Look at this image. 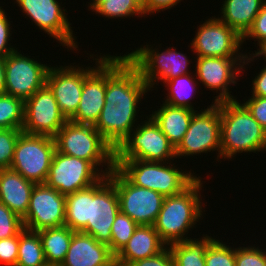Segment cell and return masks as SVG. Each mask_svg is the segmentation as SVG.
<instances>
[{
	"label": "cell",
	"mask_w": 266,
	"mask_h": 266,
	"mask_svg": "<svg viewBox=\"0 0 266 266\" xmlns=\"http://www.w3.org/2000/svg\"><path fill=\"white\" fill-rule=\"evenodd\" d=\"M266 0H225L220 10V20L241 37L251 28L255 17Z\"/></svg>",
	"instance_id": "cell-25"
},
{
	"label": "cell",
	"mask_w": 266,
	"mask_h": 266,
	"mask_svg": "<svg viewBox=\"0 0 266 266\" xmlns=\"http://www.w3.org/2000/svg\"><path fill=\"white\" fill-rule=\"evenodd\" d=\"M252 38L259 49L255 51V53H259L266 46V1L263 3L260 12L254 19V22L251 28L247 31V33L242 37V42L245 40H249L248 38ZM247 38V39H246Z\"/></svg>",
	"instance_id": "cell-38"
},
{
	"label": "cell",
	"mask_w": 266,
	"mask_h": 266,
	"mask_svg": "<svg viewBox=\"0 0 266 266\" xmlns=\"http://www.w3.org/2000/svg\"><path fill=\"white\" fill-rule=\"evenodd\" d=\"M23 229V220L0 202V239L17 236Z\"/></svg>",
	"instance_id": "cell-36"
},
{
	"label": "cell",
	"mask_w": 266,
	"mask_h": 266,
	"mask_svg": "<svg viewBox=\"0 0 266 266\" xmlns=\"http://www.w3.org/2000/svg\"><path fill=\"white\" fill-rule=\"evenodd\" d=\"M44 266H57V265H52V264H46Z\"/></svg>",
	"instance_id": "cell-48"
},
{
	"label": "cell",
	"mask_w": 266,
	"mask_h": 266,
	"mask_svg": "<svg viewBox=\"0 0 266 266\" xmlns=\"http://www.w3.org/2000/svg\"><path fill=\"white\" fill-rule=\"evenodd\" d=\"M50 65L22 55L17 48L5 57L4 93L22 99H29L37 90L46 85Z\"/></svg>",
	"instance_id": "cell-15"
},
{
	"label": "cell",
	"mask_w": 266,
	"mask_h": 266,
	"mask_svg": "<svg viewBox=\"0 0 266 266\" xmlns=\"http://www.w3.org/2000/svg\"><path fill=\"white\" fill-rule=\"evenodd\" d=\"M266 61V60H265ZM266 63V62H265ZM252 96H259L266 98V66L261 69L259 74L252 80Z\"/></svg>",
	"instance_id": "cell-44"
},
{
	"label": "cell",
	"mask_w": 266,
	"mask_h": 266,
	"mask_svg": "<svg viewBox=\"0 0 266 266\" xmlns=\"http://www.w3.org/2000/svg\"><path fill=\"white\" fill-rule=\"evenodd\" d=\"M160 106L150 116L159 125L169 142L176 148L187 132L192 116L196 111L184 107H174L164 102Z\"/></svg>",
	"instance_id": "cell-24"
},
{
	"label": "cell",
	"mask_w": 266,
	"mask_h": 266,
	"mask_svg": "<svg viewBox=\"0 0 266 266\" xmlns=\"http://www.w3.org/2000/svg\"><path fill=\"white\" fill-rule=\"evenodd\" d=\"M47 264L60 266L75 233L67 226L47 228L38 231Z\"/></svg>",
	"instance_id": "cell-26"
},
{
	"label": "cell",
	"mask_w": 266,
	"mask_h": 266,
	"mask_svg": "<svg viewBox=\"0 0 266 266\" xmlns=\"http://www.w3.org/2000/svg\"><path fill=\"white\" fill-rule=\"evenodd\" d=\"M129 266H175V263L169 247L167 246L159 254L150 258L136 260Z\"/></svg>",
	"instance_id": "cell-42"
},
{
	"label": "cell",
	"mask_w": 266,
	"mask_h": 266,
	"mask_svg": "<svg viewBox=\"0 0 266 266\" xmlns=\"http://www.w3.org/2000/svg\"><path fill=\"white\" fill-rule=\"evenodd\" d=\"M153 48L151 45H141L140 48L124 54L138 69L150 90L157 81L165 82L181 75L192 74L188 72V66L192 61L188 60L184 53L176 52V48L171 47H167L165 51L163 49V52H159L156 47Z\"/></svg>",
	"instance_id": "cell-7"
},
{
	"label": "cell",
	"mask_w": 266,
	"mask_h": 266,
	"mask_svg": "<svg viewBox=\"0 0 266 266\" xmlns=\"http://www.w3.org/2000/svg\"><path fill=\"white\" fill-rule=\"evenodd\" d=\"M119 211V198L115 185L109 180L108 175L103 176L98 182L89 186V219L82 233L109 245L112 224Z\"/></svg>",
	"instance_id": "cell-11"
},
{
	"label": "cell",
	"mask_w": 266,
	"mask_h": 266,
	"mask_svg": "<svg viewBox=\"0 0 266 266\" xmlns=\"http://www.w3.org/2000/svg\"><path fill=\"white\" fill-rule=\"evenodd\" d=\"M109 56L95 58L94 67L59 66L51 67L46 77V86L55 97L61 113L69 120L76 112L83 89L84 80ZM77 67V68H76Z\"/></svg>",
	"instance_id": "cell-12"
},
{
	"label": "cell",
	"mask_w": 266,
	"mask_h": 266,
	"mask_svg": "<svg viewBox=\"0 0 266 266\" xmlns=\"http://www.w3.org/2000/svg\"><path fill=\"white\" fill-rule=\"evenodd\" d=\"M262 56H263V59L266 60V46L259 53L250 54V52H249V55L246 54L242 68L246 69L245 65L249 66V63L254 62L253 60L256 57H258L257 59H259V57H262Z\"/></svg>",
	"instance_id": "cell-45"
},
{
	"label": "cell",
	"mask_w": 266,
	"mask_h": 266,
	"mask_svg": "<svg viewBox=\"0 0 266 266\" xmlns=\"http://www.w3.org/2000/svg\"><path fill=\"white\" fill-rule=\"evenodd\" d=\"M108 176L115 185L120 211L138 225H153L165 197L157 191L132 184L116 167Z\"/></svg>",
	"instance_id": "cell-9"
},
{
	"label": "cell",
	"mask_w": 266,
	"mask_h": 266,
	"mask_svg": "<svg viewBox=\"0 0 266 266\" xmlns=\"http://www.w3.org/2000/svg\"><path fill=\"white\" fill-rule=\"evenodd\" d=\"M140 124L115 150V160L174 161L177 158L175 148L153 118L149 115Z\"/></svg>",
	"instance_id": "cell-6"
},
{
	"label": "cell",
	"mask_w": 266,
	"mask_h": 266,
	"mask_svg": "<svg viewBox=\"0 0 266 266\" xmlns=\"http://www.w3.org/2000/svg\"><path fill=\"white\" fill-rule=\"evenodd\" d=\"M254 119L266 130V98L251 96L243 103Z\"/></svg>",
	"instance_id": "cell-41"
},
{
	"label": "cell",
	"mask_w": 266,
	"mask_h": 266,
	"mask_svg": "<svg viewBox=\"0 0 266 266\" xmlns=\"http://www.w3.org/2000/svg\"><path fill=\"white\" fill-rule=\"evenodd\" d=\"M89 9L107 18H130L145 16L141 4L137 0H91ZM143 15V16H142Z\"/></svg>",
	"instance_id": "cell-31"
},
{
	"label": "cell",
	"mask_w": 266,
	"mask_h": 266,
	"mask_svg": "<svg viewBox=\"0 0 266 266\" xmlns=\"http://www.w3.org/2000/svg\"><path fill=\"white\" fill-rule=\"evenodd\" d=\"M236 266H266V252L254 246L235 248Z\"/></svg>",
	"instance_id": "cell-37"
},
{
	"label": "cell",
	"mask_w": 266,
	"mask_h": 266,
	"mask_svg": "<svg viewBox=\"0 0 266 266\" xmlns=\"http://www.w3.org/2000/svg\"><path fill=\"white\" fill-rule=\"evenodd\" d=\"M65 207V195L46 184H35L22 219L24 228L38 232L64 226Z\"/></svg>",
	"instance_id": "cell-19"
},
{
	"label": "cell",
	"mask_w": 266,
	"mask_h": 266,
	"mask_svg": "<svg viewBox=\"0 0 266 266\" xmlns=\"http://www.w3.org/2000/svg\"><path fill=\"white\" fill-rule=\"evenodd\" d=\"M138 224L121 211L117 214L111 229V242L108 245L111 253L116 256L134 234Z\"/></svg>",
	"instance_id": "cell-33"
},
{
	"label": "cell",
	"mask_w": 266,
	"mask_h": 266,
	"mask_svg": "<svg viewBox=\"0 0 266 266\" xmlns=\"http://www.w3.org/2000/svg\"><path fill=\"white\" fill-rule=\"evenodd\" d=\"M24 124V101L12 95L0 94V127L21 129Z\"/></svg>",
	"instance_id": "cell-32"
},
{
	"label": "cell",
	"mask_w": 266,
	"mask_h": 266,
	"mask_svg": "<svg viewBox=\"0 0 266 266\" xmlns=\"http://www.w3.org/2000/svg\"><path fill=\"white\" fill-rule=\"evenodd\" d=\"M197 28L190 43L197 57L245 58L246 54L240 52L242 37L219 17H210Z\"/></svg>",
	"instance_id": "cell-13"
},
{
	"label": "cell",
	"mask_w": 266,
	"mask_h": 266,
	"mask_svg": "<svg viewBox=\"0 0 266 266\" xmlns=\"http://www.w3.org/2000/svg\"><path fill=\"white\" fill-rule=\"evenodd\" d=\"M46 264L47 262L39 233L24 228L19 233L16 266H44Z\"/></svg>",
	"instance_id": "cell-30"
},
{
	"label": "cell",
	"mask_w": 266,
	"mask_h": 266,
	"mask_svg": "<svg viewBox=\"0 0 266 266\" xmlns=\"http://www.w3.org/2000/svg\"><path fill=\"white\" fill-rule=\"evenodd\" d=\"M55 150L54 138L22 132L10 169L35 184H45Z\"/></svg>",
	"instance_id": "cell-8"
},
{
	"label": "cell",
	"mask_w": 266,
	"mask_h": 266,
	"mask_svg": "<svg viewBox=\"0 0 266 266\" xmlns=\"http://www.w3.org/2000/svg\"><path fill=\"white\" fill-rule=\"evenodd\" d=\"M102 177L89 161L55 150L45 184L68 195L95 184Z\"/></svg>",
	"instance_id": "cell-14"
},
{
	"label": "cell",
	"mask_w": 266,
	"mask_h": 266,
	"mask_svg": "<svg viewBox=\"0 0 266 266\" xmlns=\"http://www.w3.org/2000/svg\"><path fill=\"white\" fill-rule=\"evenodd\" d=\"M221 118L220 102L212 103L206 109L195 112L189 128L182 141L175 148L176 157L195 156L196 154L218 151L217 159L221 160Z\"/></svg>",
	"instance_id": "cell-10"
},
{
	"label": "cell",
	"mask_w": 266,
	"mask_h": 266,
	"mask_svg": "<svg viewBox=\"0 0 266 266\" xmlns=\"http://www.w3.org/2000/svg\"><path fill=\"white\" fill-rule=\"evenodd\" d=\"M5 91V58H0V94Z\"/></svg>",
	"instance_id": "cell-46"
},
{
	"label": "cell",
	"mask_w": 266,
	"mask_h": 266,
	"mask_svg": "<svg viewBox=\"0 0 266 266\" xmlns=\"http://www.w3.org/2000/svg\"><path fill=\"white\" fill-rule=\"evenodd\" d=\"M166 247L153 225H138L127 244L115 256V266H129L136 260L159 254Z\"/></svg>",
	"instance_id": "cell-22"
},
{
	"label": "cell",
	"mask_w": 266,
	"mask_h": 266,
	"mask_svg": "<svg viewBox=\"0 0 266 266\" xmlns=\"http://www.w3.org/2000/svg\"><path fill=\"white\" fill-rule=\"evenodd\" d=\"M60 266H115V256L108 245L91 235L75 232Z\"/></svg>",
	"instance_id": "cell-21"
},
{
	"label": "cell",
	"mask_w": 266,
	"mask_h": 266,
	"mask_svg": "<svg viewBox=\"0 0 266 266\" xmlns=\"http://www.w3.org/2000/svg\"><path fill=\"white\" fill-rule=\"evenodd\" d=\"M171 163L125 159L115 160V167L132 184L157 191L167 197L183 192L198 178L191 170L180 171L175 163Z\"/></svg>",
	"instance_id": "cell-5"
},
{
	"label": "cell",
	"mask_w": 266,
	"mask_h": 266,
	"mask_svg": "<svg viewBox=\"0 0 266 266\" xmlns=\"http://www.w3.org/2000/svg\"><path fill=\"white\" fill-rule=\"evenodd\" d=\"M34 25L70 50H77L78 43L66 17L67 10L57 0H15Z\"/></svg>",
	"instance_id": "cell-16"
},
{
	"label": "cell",
	"mask_w": 266,
	"mask_h": 266,
	"mask_svg": "<svg viewBox=\"0 0 266 266\" xmlns=\"http://www.w3.org/2000/svg\"><path fill=\"white\" fill-rule=\"evenodd\" d=\"M226 244L215 238L205 253L206 266H236L235 248Z\"/></svg>",
	"instance_id": "cell-34"
},
{
	"label": "cell",
	"mask_w": 266,
	"mask_h": 266,
	"mask_svg": "<svg viewBox=\"0 0 266 266\" xmlns=\"http://www.w3.org/2000/svg\"><path fill=\"white\" fill-rule=\"evenodd\" d=\"M137 1L141 4V6H143L147 0H137Z\"/></svg>",
	"instance_id": "cell-47"
},
{
	"label": "cell",
	"mask_w": 266,
	"mask_h": 266,
	"mask_svg": "<svg viewBox=\"0 0 266 266\" xmlns=\"http://www.w3.org/2000/svg\"><path fill=\"white\" fill-rule=\"evenodd\" d=\"M22 132L21 129H4L0 127V169L11 167L15 145Z\"/></svg>",
	"instance_id": "cell-35"
},
{
	"label": "cell",
	"mask_w": 266,
	"mask_h": 266,
	"mask_svg": "<svg viewBox=\"0 0 266 266\" xmlns=\"http://www.w3.org/2000/svg\"><path fill=\"white\" fill-rule=\"evenodd\" d=\"M34 186V182L10 168L0 169V202L21 219L26 216Z\"/></svg>",
	"instance_id": "cell-23"
},
{
	"label": "cell",
	"mask_w": 266,
	"mask_h": 266,
	"mask_svg": "<svg viewBox=\"0 0 266 266\" xmlns=\"http://www.w3.org/2000/svg\"><path fill=\"white\" fill-rule=\"evenodd\" d=\"M221 159L242 152L266 151V130L253 118L246 106L236 100L220 102Z\"/></svg>",
	"instance_id": "cell-2"
},
{
	"label": "cell",
	"mask_w": 266,
	"mask_h": 266,
	"mask_svg": "<svg viewBox=\"0 0 266 266\" xmlns=\"http://www.w3.org/2000/svg\"><path fill=\"white\" fill-rule=\"evenodd\" d=\"M67 121L46 85L24 102L25 133L54 138Z\"/></svg>",
	"instance_id": "cell-17"
},
{
	"label": "cell",
	"mask_w": 266,
	"mask_h": 266,
	"mask_svg": "<svg viewBox=\"0 0 266 266\" xmlns=\"http://www.w3.org/2000/svg\"><path fill=\"white\" fill-rule=\"evenodd\" d=\"M105 93L106 59L84 80L78 108L69 120L95 126L105 104Z\"/></svg>",
	"instance_id": "cell-20"
},
{
	"label": "cell",
	"mask_w": 266,
	"mask_h": 266,
	"mask_svg": "<svg viewBox=\"0 0 266 266\" xmlns=\"http://www.w3.org/2000/svg\"><path fill=\"white\" fill-rule=\"evenodd\" d=\"M181 0H147L142 6L143 12L146 15H150L155 12L165 11L171 9L174 5L180 3Z\"/></svg>",
	"instance_id": "cell-43"
},
{
	"label": "cell",
	"mask_w": 266,
	"mask_h": 266,
	"mask_svg": "<svg viewBox=\"0 0 266 266\" xmlns=\"http://www.w3.org/2000/svg\"><path fill=\"white\" fill-rule=\"evenodd\" d=\"M148 91L149 86L125 55L106 58L105 104L94 127L114 150L137 127L138 106Z\"/></svg>",
	"instance_id": "cell-1"
},
{
	"label": "cell",
	"mask_w": 266,
	"mask_h": 266,
	"mask_svg": "<svg viewBox=\"0 0 266 266\" xmlns=\"http://www.w3.org/2000/svg\"><path fill=\"white\" fill-rule=\"evenodd\" d=\"M8 19L10 18H7V12L0 6V58H5L16 50L14 47L10 46L11 44H8L12 33V28L10 27V22L12 21Z\"/></svg>",
	"instance_id": "cell-40"
},
{
	"label": "cell",
	"mask_w": 266,
	"mask_h": 266,
	"mask_svg": "<svg viewBox=\"0 0 266 266\" xmlns=\"http://www.w3.org/2000/svg\"><path fill=\"white\" fill-rule=\"evenodd\" d=\"M202 178L199 176L183 192L164 198L161 210L153 224L160 239L168 246L170 244L191 239L187 237L190 228L193 229L202 213L201 188ZM200 194V195H199ZM203 210V211H202ZM188 232V233H187ZM186 234V235H185ZM186 237V238H185Z\"/></svg>",
	"instance_id": "cell-3"
},
{
	"label": "cell",
	"mask_w": 266,
	"mask_h": 266,
	"mask_svg": "<svg viewBox=\"0 0 266 266\" xmlns=\"http://www.w3.org/2000/svg\"><path fill=\"white\" fill-rule=\"evenodd\" d=\"M19 234L0 239V266H16L18 259Z\"/></svg>",
	"instance_id": "cell-39"
},
{
	"label": "cell",
	"mask_w": 266,
	"mask_h": 266,
	"mask_svg": "<svg viewBox=\"0 0 266 266\" xmlns=\"http://www.w3.org/2000/svg\"><path fill=\"white\" fill-rule=\"evenodd\" d=\"M56 150L89 161L103 176L115 168V150L93 125L68 120L54 137ZM105 167V170L99 167ZM101 170V171H100Z\"/></svg>",
	"instance_id": "cell-4"
},
{
	"label": "cell",
	"mask_w": 266,
	"mask_h": 266,
	"mask_svg": "<svg viewBox=\"0 0 266 266\" xmlns=\"http://www.w3.org/2000/svg\"><path fill=\"white\" fill-rule=\"evenodd\" d=\"M190 75H181L163 82L164 86H168L166 89L169 90V93L166 94L165 101L162 102L174 107H184L198 112V110H194L191 98H194V94L197 93L196 86L199 83L196 81L197 78Z\"/></svg>",
	"instance_id": "cell-29"
},
{
	"label": "cell",
	"mask_w": 266,
	"mask_h": 266,
	"mask_svg": "<svg viewBox=\"0 0 266 266\" xmlns=\"http://www.w3.org/2000/svg\"><path fill=\"white\" fill-rule=\"evenodd\" d=\"M195 61V76L206 89L219 94L212 103L236 100L229 90L231 85L237 84L242 74L245 58L197 57ZM230 91V92H229Z\"/></svg>",
	"instance_id": "cell-18"
},
{
	"label": "cell",
	"mask_w": 266,
	"mask_h": 266,
	"mask_svg": "<svg viewBox=\"0 0 266 266\" xmlns=\"http://www.w3.org/2000/svg\"><path fill=\"white\" fill-rule=\"evenodd\" d=\"M207 235L168 245L175 266H206V250L215 240L212 236Z\"/></svg>",
	"instance_id": "cell-27"
},
{
	"label": "cell",
	"mask_w": 266,
	"mask_h": 266,
	"mask_svg": "<svg viewBox=\"0 0 266 266\" xmlns=\"http://www.w3.org/2000/svg\"><path fill=\"white\" fill-rule=\"evenodd\" d=\"M64 225L74 232H82L89 219V187L65 195Z\"/></svg>",
	"instance_id": "cell-28"
}]
</instances>
